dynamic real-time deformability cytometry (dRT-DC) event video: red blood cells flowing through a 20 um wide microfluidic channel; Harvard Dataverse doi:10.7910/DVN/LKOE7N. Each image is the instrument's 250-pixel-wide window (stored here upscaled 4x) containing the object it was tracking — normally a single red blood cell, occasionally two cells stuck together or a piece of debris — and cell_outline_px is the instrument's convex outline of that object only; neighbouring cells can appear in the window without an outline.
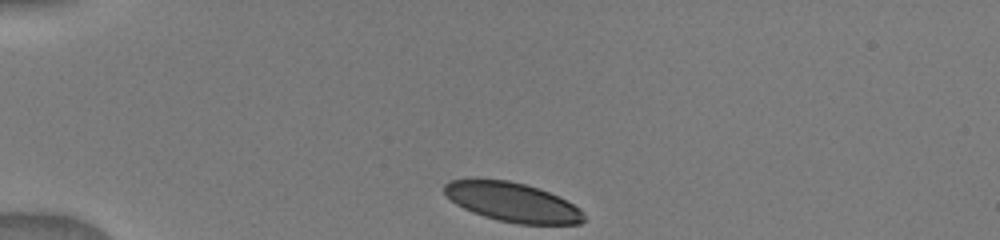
{"species": "human", "species_latin": "Homo sapiens", "temperature_condition": "warm", "stored_images_in_passage": 9, "camera_frame_rate_fps": 3000, "um_per_image_px": 0.085, "donor": {"sex": "male"}, "frame": {"image": 1, "passage_image": 1, "time_ms": 0.0, "image_size_px": [1000, 240], "cell_outline_px": [[584, 220], [580, 224], [516, 224], [496, 220], [472, 212], [456, 204], [444, 192], [444, 184], [448, 180], [476, 176], [508, 180], [540, 188], [580, 208], [584, 212]], "centroid_in_image_um": [43.49, 17.15], "position_along_channel_um": 41.5, "area_um2": 32.48}}